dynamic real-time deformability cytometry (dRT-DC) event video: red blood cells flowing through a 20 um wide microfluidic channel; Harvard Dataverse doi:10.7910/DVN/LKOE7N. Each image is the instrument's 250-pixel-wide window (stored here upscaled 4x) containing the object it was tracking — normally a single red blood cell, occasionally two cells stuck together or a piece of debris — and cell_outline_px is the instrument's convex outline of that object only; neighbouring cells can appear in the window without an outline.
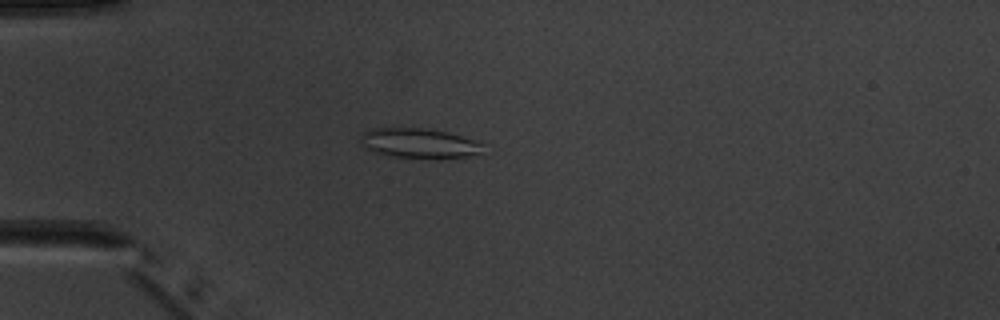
{"species": "common noctule bat (a hibernating species)", "species_latin": "Nyctalus noctula", "temperature_condition": "warm", "stored_images_in_passage": 4, "camera_frame_rate_fps": 3000, "um_per_image_px": 0.085, "animal": {"sex": "male", "body_mass_g": 20.1, "forearm_length_mm": 53.5}, "frame": {"image": 1, "passage_image": 4, "time_ms": 4.333, "image_size_px": [1000, 320], "cell_outline_px": [[480, 152], [468, 156], [392, 156], [376, 152], [364, 148], [360, 140], [360, 136], [364, 132], [372, 128], [424, 128], [448, 132], [476, 140], [480, 144]], "centroid_in_image_um": [35.53, 12.12], "position_along_channel_um": 49.5, "area_um2": 20.35}}